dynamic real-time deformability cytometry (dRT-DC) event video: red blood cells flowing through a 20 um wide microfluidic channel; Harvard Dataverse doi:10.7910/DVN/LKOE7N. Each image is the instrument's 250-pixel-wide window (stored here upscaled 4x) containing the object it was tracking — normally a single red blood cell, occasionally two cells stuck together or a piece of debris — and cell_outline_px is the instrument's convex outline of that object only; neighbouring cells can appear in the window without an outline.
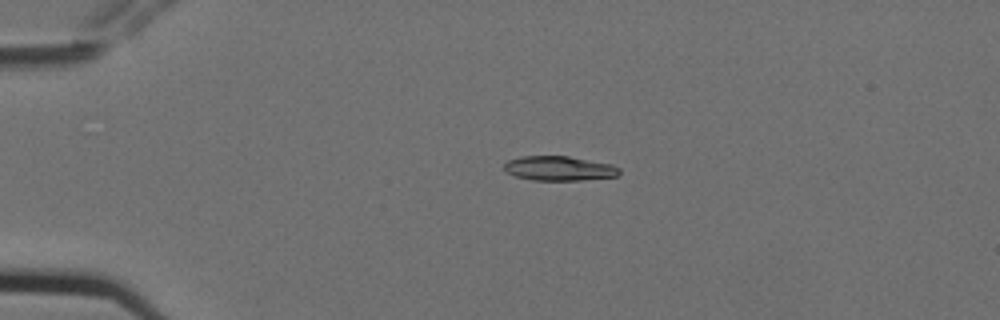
{"species": "Egyptian fruit bat (a non-hibernating species)", "species_latin": "Rousettus aegyptiacus", "temperature_condition": "cold", "stored_images_in_passage": 4, "camera_frame_rate_fps": 3000, "um_per_image_px": 0.085, "animal": {"sex": "female"}, "frame": {"image": 1, "passage_image": 1, "time_ms": 0.0, "image_size_px": [1000, 320], "cell_outline_px": [[620, 176], [584, 180], [532, 180], [516, 176], [504, 172], [504, 164], [508, 160], [520, 156], [568, 156], [612, 164], [620, 168]], "centroid_in_image_um": [47.54, 14.31], "position_along_channel_um": 37.5, "area_um2": 16.65}}
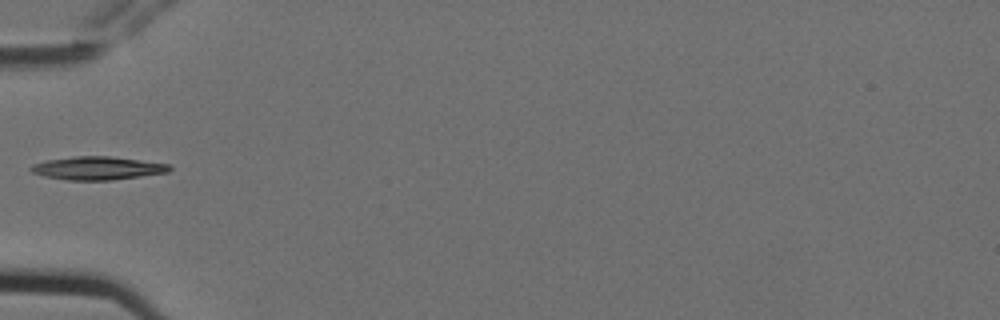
{"frame": {"image": 2, "passage_image": 3, "time_ms": 0.667, "image_size_px": [1000, 320], "cell_outline_px": [[172, 168], [168, 172], [112, 180], [68, 180], [44, 176], [32, 172], [28, 168], [32, 164], [48, 160], [72, 156], [112, 156], [168, 164]], "centroid_in_image_um": [8.26, 14.29], "position_along_channel_um": 76.7, "area_um2": 18.67}}
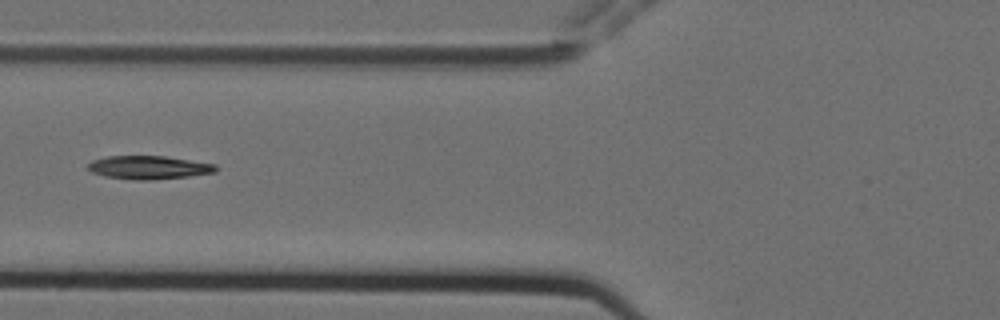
{"frame": {"image": 3, "passage_image": 4, "time_ms": 1.0, "image_size_px": [1000, 320], "cell_outline_px": [[220, 168], [216, 172], [188, 176], [152, 180], [136, 180], [104, 176], [92, 172], [88, 168], [88, 164], [92, 160], [108, 156], [164, 156], [216, 164]], "centroid_in_image_um": [12.67, 14.23], "position_along_channel_um": 113.1, "area_um2": 17.4}}